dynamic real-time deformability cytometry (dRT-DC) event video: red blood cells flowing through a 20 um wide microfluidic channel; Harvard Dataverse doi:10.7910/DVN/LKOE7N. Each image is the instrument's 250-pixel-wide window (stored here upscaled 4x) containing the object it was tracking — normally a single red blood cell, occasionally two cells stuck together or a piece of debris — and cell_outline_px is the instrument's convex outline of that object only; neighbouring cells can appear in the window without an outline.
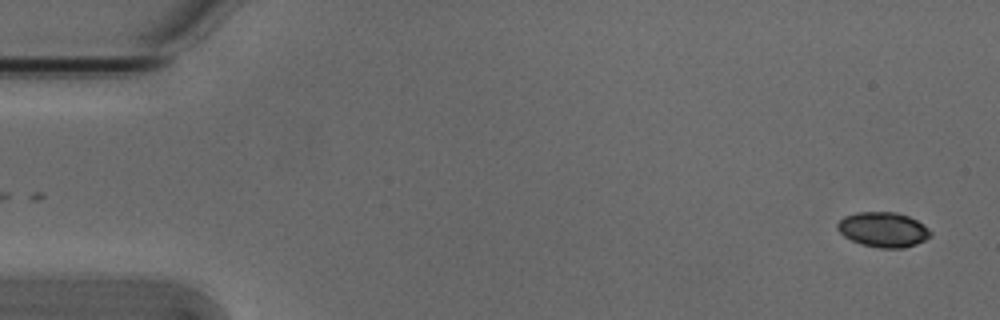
{"species": "Egyptian fruit bat (a non-hibernating species)", "species_latin": "Rousettus aegyptiacus", "temperature_condition": "cold", "stored_images_in_passage": 2, "camera_frame_rate_fps": 3000, "um_per_image_px": 0.085, "animal": {"sex": "male"}, "frame": {"image": 1, "passage_image": 2, "time_ms": 0.333, "image_size_px": [1000, 320], "cell_outline_px": [[932, 236], [916, 244], [904, 248], [880, 248], [864, 244], [852, 240], [844, 236], [836, 228], [836, 224], [844, 216], [856, 212], [896, 212], [908, 216], [916, 220], [928, 228], [932, 232]], "centroid_in_image_um": [75.07, 19.51], "position_along_channel_um": 9.9, "area_um2": 18.9}}